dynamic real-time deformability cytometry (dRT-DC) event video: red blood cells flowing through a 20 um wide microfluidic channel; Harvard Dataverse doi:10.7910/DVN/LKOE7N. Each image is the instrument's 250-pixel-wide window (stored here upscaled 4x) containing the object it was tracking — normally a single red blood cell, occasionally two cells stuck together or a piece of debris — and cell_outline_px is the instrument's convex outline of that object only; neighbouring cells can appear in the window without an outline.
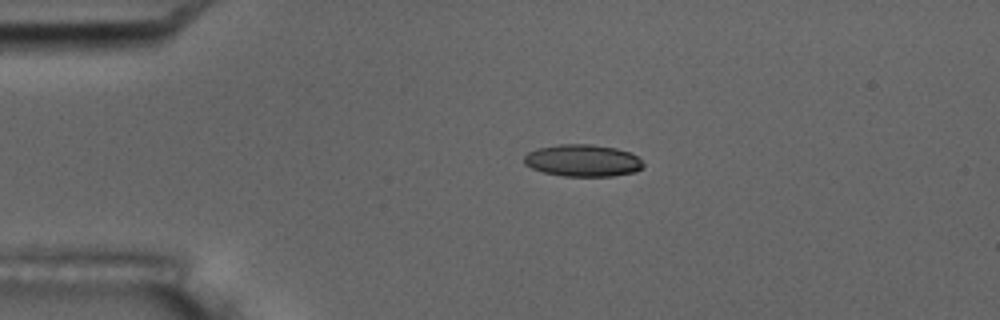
{"species": "common noctule bat (a hibernating species)", "species_latin": "Nyctalus noctula", "temperature_condition": "room temperature", "stored_images_in_passage": 2, "camera_frame_rate_fps": 3000, "um_per_image_px": 0.085, "animal": {"sex": "male", "body_mass_g": 17.5, "forearm_length_mm": 52.3}, "frame": {"image": 1, "passage_image": 1, "time_ms": 0.0, "image_size_px": [1000, 320], "cell_outline_px": [[644, 168], [636, 172], [612, 176], [564, 176], [544, 172], [532, 168], [524, 164], [524, 156], [528, 152], [536, 148], [560, 144], [592, 144], [616, 148], [628, 152], [636, 156], [644, 164]], "centroid_in_image_um": [49.53, 13.64], "position_along_channel_um": 35.5, "area_um2": 22.31}}